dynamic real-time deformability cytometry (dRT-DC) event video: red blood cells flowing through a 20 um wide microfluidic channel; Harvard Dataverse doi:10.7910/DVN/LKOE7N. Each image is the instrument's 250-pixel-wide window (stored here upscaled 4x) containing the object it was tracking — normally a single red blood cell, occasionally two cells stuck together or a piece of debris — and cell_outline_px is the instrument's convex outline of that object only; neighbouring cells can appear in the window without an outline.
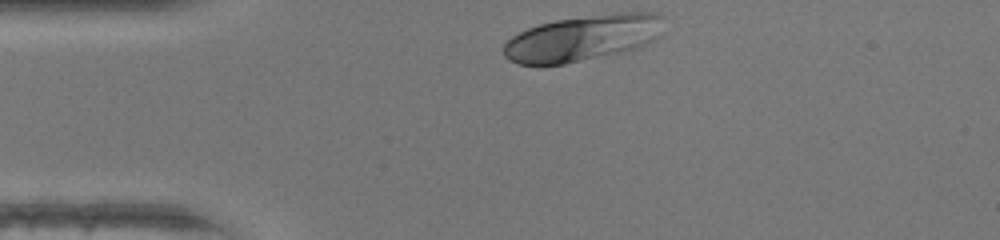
{"species": "human", "species_latin": "Homo sapiens", "temperature_condition": "warm", "stored_images_in_passage": 28, "camera_frame_rate_fps": 3000, "um_per_image_px": 0.085, "donor": {"sex": "female"}, "frame": {"image": 1, "passage_image": 1, "time_ms": 0.0, "image_size_px": [1000, 240], "cell_outline_px": [[664, 16], [660, 36], [636, 48], [620, 52], [564, 64], [520, 64], [504, 56], [504, 44], [512, 36], [528, 28], [540, 24], [556, 20], [616, 12], [656, 12]], "centroid_in_image_um": [49.57, 3.21], "position_along_channel_um": 35.4, "area_um2": 42.54}}
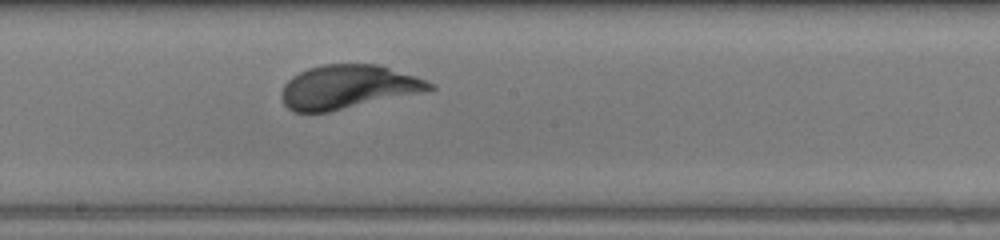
{"frame": {"image": 2, "passage_image": 16, "time_ms": 5.0, "image_size_px": [1000, 240], "cell_outline_px": [[436, 88], [424, 92], [328, 112], [292, 112], [284, 104], [280, 96], [280, 92], [284, 84], [292, 76], [308, 68], [320, 64], [380, 64], [436, 84]], "centroid_in_image_um": [29.56, 7.39], "position_along_channel_um": 218.6, "area_um2": 37.92}}
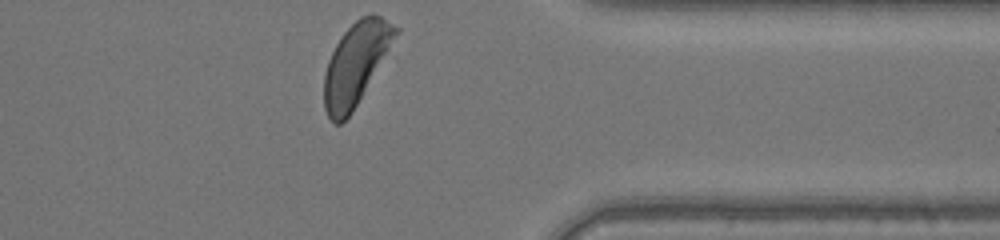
{"frame": {"image": 3, "passage_image": 28, "time_ms": 9.0, "image_size_px": [1000, 240], "cell_outline_px": [[400, 32], [352, 112], [340, 124], [332, 124], [324, 108], [324, 72], [328, 60], [340, 36], [360, 16], [372, 12], [380, 16], [400, 28]], "centroid_in_image_um": [30.24, 5.4], "position_along_channel_um": 381.2, "area_um2": 34.04}, "authors_computed_cell_mechanics": {"area_um2": 37.8012, "velocity_mm_per_s": 4.3546, "shape_relaxation_time_tau1_ms": 1.792, "shape_relaxation_time_tau2_ms": null, "deformation_change_tau1": 0.1546, "deformation_change_tau2": null}}